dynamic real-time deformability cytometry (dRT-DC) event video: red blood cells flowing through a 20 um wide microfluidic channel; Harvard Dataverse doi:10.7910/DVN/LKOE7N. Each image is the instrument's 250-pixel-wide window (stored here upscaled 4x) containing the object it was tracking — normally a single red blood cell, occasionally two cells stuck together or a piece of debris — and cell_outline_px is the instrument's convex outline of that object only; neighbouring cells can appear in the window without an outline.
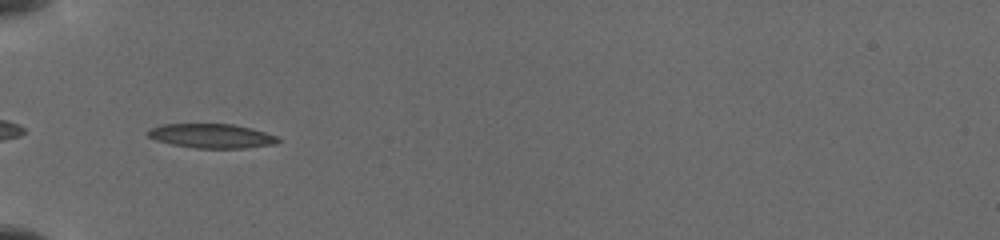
{"species": "common noctule bat (a hibernating species)", "species_latin": "Nyctalus noctula", "temperature_condition": "cold", "stored_images_in_passage": 44, "camera_frame_rate_fps": 3000, "um_per_image_px": 0.085, "animal": {"sex": "female", "body_mass_g": 19.5, "forearm_length_mm": 54.1}, "frame": {"image": 1, "passage_image": 1, "time_ms": 0.0, "image_size_px": [1000, 240], "cell_outline_px": [[280, 140], [276, 144], [244, 148], [196, 148], [172, 144], [156, 140], [148, 136], [144, 132], [160, 124], [232, 124], [252, 128], [276, 136]], "centroid_in_image_um": [17.97, 11.55], "position_along_channel_um": 67.0, "area_um2": 18.38}}
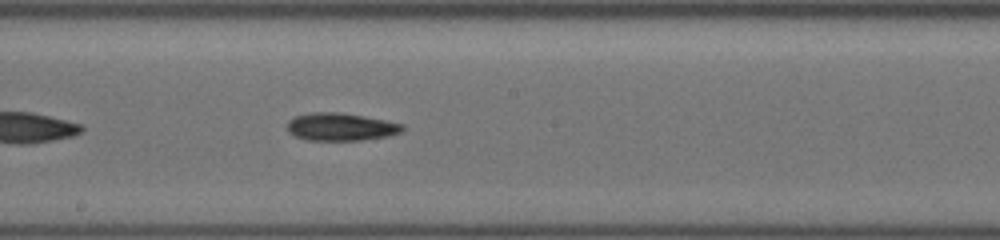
{"frame": {"image": 2, "passage_image": 14, "time_ms": 4.0, "image_size_px": [1000, 240], "cell_outline_px": [[404, 128], [400, 132], [388, 136], [360, 140], [304, 140], [288, 132], [288, 120], [292, 116], [312, 112], [340, 112], [364, 116], [404, 124]], "centroid_in_image_um": [28.93, 10.77], "position_along_channel_um": 219.3, "area_um2": 18.67}}
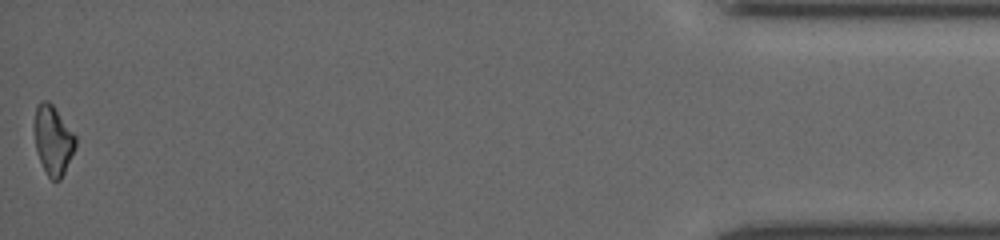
{"frame": {"image": 3, "passage_image": 43, "time_ms": 11.333, "image_size_px": [1000, 240], "cell_outline_px": [[76, 144], [64, 172], [60, 180], [52, 180], [48, 176], [40, 160], [36, 148], [36, 104], [40, 100], [48, 100], [52, 104], [76, 136]], "centroid_in_image_um": [4.52, 11.89], "position_along_channel_um": 430.7, "area_um2": 16.01}}